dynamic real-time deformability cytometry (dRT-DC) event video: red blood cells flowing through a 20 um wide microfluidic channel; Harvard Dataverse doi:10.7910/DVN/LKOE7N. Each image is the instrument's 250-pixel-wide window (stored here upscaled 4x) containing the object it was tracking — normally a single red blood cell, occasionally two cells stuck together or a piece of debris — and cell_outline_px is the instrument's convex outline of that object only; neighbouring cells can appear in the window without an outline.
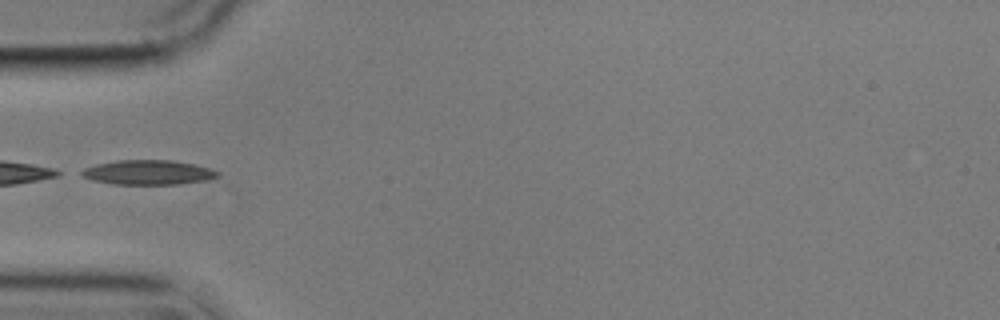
{"species": "common noctule bat (a hibernating species)", "species_latin": "Nyctalus noctula", "temperature_condition": "cold", "stored_images_in_passage": 38, "camera_frame_rate_fps": 3000, "um_per_image_px": 0.085, "animal": {"sex": "male", "body_mass_g": 17.9}, "frame": {"image": 1, "passage_image": 1, "time_ms": 0.0, "image_size_px": [1000, 320], "cell_outline_px": [[220, 176], [208, 180], [176, 184], [112, 184], [92, 180], [76, 172], [84, 168], [96, 164], [116, 160], [172, 160], [192, 164], [208, 168], [220, 172]], "centroid_in_image_um": [12.56, 14.65], "position_along_channel_um": 72.4, "area_um2": 19.54}}